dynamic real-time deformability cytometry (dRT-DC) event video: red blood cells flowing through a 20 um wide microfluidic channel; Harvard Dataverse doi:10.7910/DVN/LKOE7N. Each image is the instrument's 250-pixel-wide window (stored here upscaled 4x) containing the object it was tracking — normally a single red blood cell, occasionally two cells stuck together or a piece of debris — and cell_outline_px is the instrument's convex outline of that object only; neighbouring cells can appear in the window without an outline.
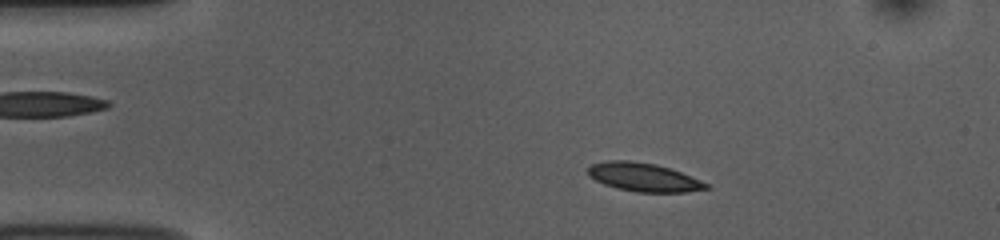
{"species": "common noctule bat (a hibernating species)", "species_latin": "Nyctalus noctula", "temperature_condition": "room temperature", "stored_images_in_passage": 52, "camera_frame_rate_fps": 3000, "um_per_image_px": 0.085, "animal": {"sex": "female", "body_mass_g": 10.0, "forearm_length_mm": 53.1}, "frame": {"image": 1, "passage_image": 8, "time_ms": 2.333, "image_size_px": [1000, 240], "cell_outline_px": [[712, 188], [688, 192], [636, 192], [616, 188], [604, 184], [588, 176], [588, 168], [592, 164], [604, 160], [628, 160], [656, 164], [672, 168], [700, 180], [708, 184]], "centroid_in_image_um": [54.72, 15.06], "position_along_channel_um": 30.3, "area_um2": 19.83}}
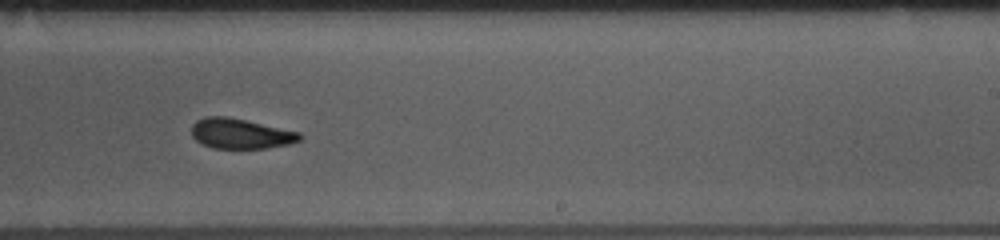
{"frame": {"image": 2, "passage_image": 31, "time_ms": 10.0, "image_size_px": [1000, 240], "cell_outline_px": [[304, 136], [300, 140], [288, 144], [264, 148], [212, 148], [196, 140], [192, 136], [192, 124], [196, 120], [204, 116], [228, 116], [300, 132]], "centroid_in_image_um": [20.44, 11.34], "position_along_channel_um": 268.6, "area_um2": 19.02}}
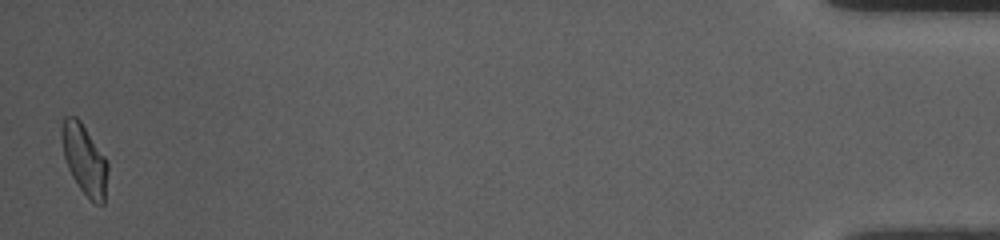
{"frame": {"image": 3, "passage_image": 51, "time_ms": 16.667, "image_size_px": [1000, 240], "cell_outline_px": [[108, 172], [104, 204], [96, 204], [80, 188], [72, 176], [68, 168], [64, 156], [60, 140], [60, 128], [64, 116], [76, 116], [80, 120], [104, 156], [108, 164]], "centroid_in_image_um": [7.15, 13.52], "position_along_channel_um": 428.0, "area_um2": 18.79}, "authors_computed_cell_mechanics": {"area_um2": 19.4208, "velocity_mm_per_s": 3.7526, "shape_relaxation_time_tau1_ms": 2.5469, "shape_relaxation_time_tau2_ms": 3.2528, "deformation_change_tau1": 0.1228, "deformation_change_tau2": 0.0969}}